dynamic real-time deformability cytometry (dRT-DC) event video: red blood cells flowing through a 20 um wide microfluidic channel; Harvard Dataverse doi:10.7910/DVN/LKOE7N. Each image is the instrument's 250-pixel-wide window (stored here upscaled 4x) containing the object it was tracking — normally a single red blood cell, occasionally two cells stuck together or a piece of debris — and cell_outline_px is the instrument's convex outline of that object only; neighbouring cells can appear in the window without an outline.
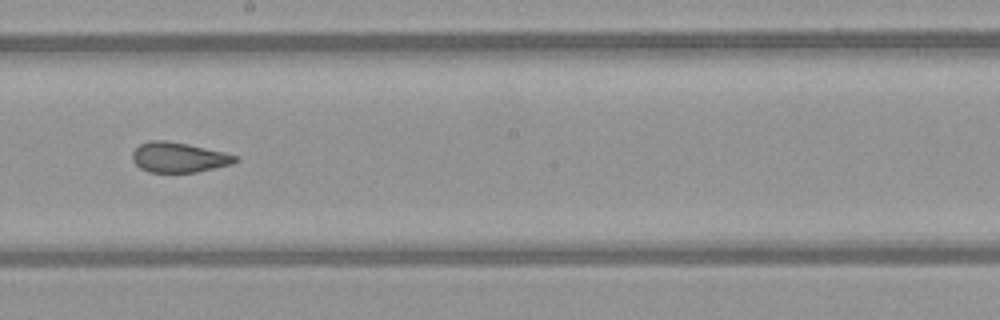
{"species": "common noctule bat (a hibernating species)", "species_latin": "Nyctalus noctula", "temperature_condition": "warm", "stored_images_in_passage": 51, "camera_frame_rate_fps": 3000, "um_per_image_px": 0.085, "animal": {"sex": "female", "body_mass_g": 21.9}, "frame": {"image": 1, "passage_image": 30, "time_ms": 9.667, "image_size_px": [1000, 320], "cell_outline_px": [[240, 160], [232, 164], [196, 172], [148, 172], [140, 168], [132, 160], [132, 152], [140, 144], [152, 140], [164, 140], [188, 144], [224, 152], [236, 156]], "centroid_in_image_um": [15.19, 13.38], "position_along_channel_um": 233.0, "area_um2": 17.98}, "authors_computed_cell_mechanics": {"area_um2": 20.4034, "velocity_mm_per_s": 4.0903, "shape_relaxation_time_tau1_ms": null, "shape_relaxation_time_tau2_ms": 1.2281, "deformation_change_tau1": null, "deformation_change_tau2": 0.0684}}